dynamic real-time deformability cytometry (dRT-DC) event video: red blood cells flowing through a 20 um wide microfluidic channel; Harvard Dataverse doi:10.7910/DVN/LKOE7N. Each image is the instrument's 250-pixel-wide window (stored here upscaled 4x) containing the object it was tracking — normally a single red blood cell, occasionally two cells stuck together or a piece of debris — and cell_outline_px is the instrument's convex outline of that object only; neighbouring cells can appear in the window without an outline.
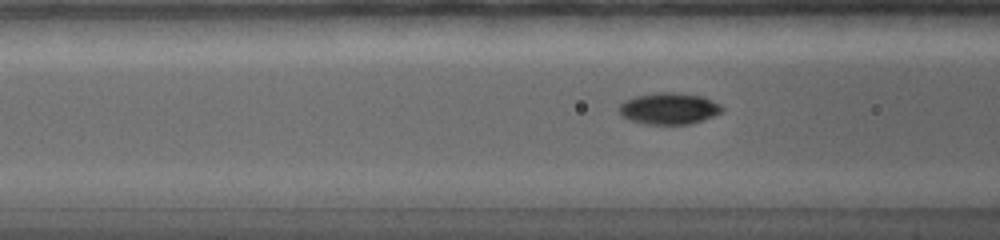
{"species": "common noctule bat (a hibernating species)", "species_latin": "Nyctalus noctula", "temperature_condition": "warm", "stored_images_in_passage": 94, "camera_frame_rate_fps": 5000, "um_per_image_px": 0.085, "animal": {"sex": "female", "body_mass_g": 19.0, "forearm_length_mm": 56.7}, "frame": {"image": 1, "passage_image": 25, "time_ms": 4.8, "image_size_px": [1000, 240], "cell_outline_px": [[724, 108], [720, 112], [704, 120], [692, 124], [644, 124], [620, 116], [620, 104], [636, 96], [660, 92], [672, 92], [700, 96], [720, 104]], "centroid_in_image_um": [56.87, 9.24], "position_along_channel_um": 109.7, "area_um2": 18.61}}
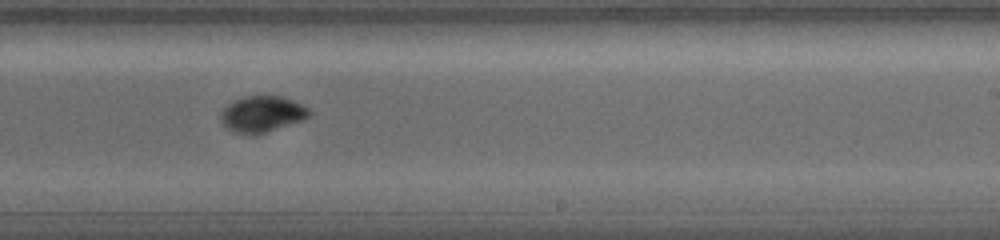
{"frame": {"image": 2, "passage_image": 42, "time_ms": 9.0, "image_size_px": [1000, 240], "cell_outline_px": [[312, 112], [308, 116], [300, 120], [256, 136], [248, 136], [232, 132], [224, 124], [224, 108], [228, 104], [244, 96], [280, 96], [292, 100], [308, 108]], "centroid_in_image_um": [22.29, 9.72], "position_along_channel_um": 266.7, "area_um2": 18.26}}
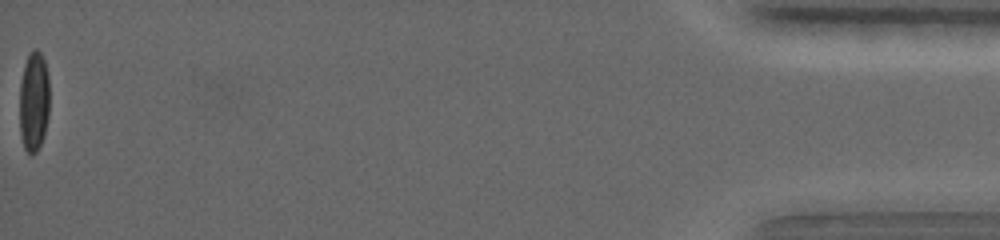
{"frame": {"image": 3, "passage_image": 93, "time_ms": 17.4, "image_size_px": [1000, 240], "cell_outline_px": [[48, 112], [44, 132], [40, 144], [32, 152], [28, 152], [24, 148], [20, 128], [20, 84], [24, 64], [28, 52], [32, 48], [36, 48], [40, 52], [44, 60], [48, 80]], "centroid_in_image_um": [2.85, 8.51], "position_along_channel_um": 432.3, "area_um2": 17.05}, "authors_computed_cell_mechanics": {"area_um2": 16.7042, "velocity_mm_per_s": 3.7516, "shape_relaxation_time_tau1_ms": 4.0279, "shape_relaxation_time_tau2_ms": 3.5598, "deformation_change_tau1": 0.1898, "deformation_change_tau2": 0.0327}}